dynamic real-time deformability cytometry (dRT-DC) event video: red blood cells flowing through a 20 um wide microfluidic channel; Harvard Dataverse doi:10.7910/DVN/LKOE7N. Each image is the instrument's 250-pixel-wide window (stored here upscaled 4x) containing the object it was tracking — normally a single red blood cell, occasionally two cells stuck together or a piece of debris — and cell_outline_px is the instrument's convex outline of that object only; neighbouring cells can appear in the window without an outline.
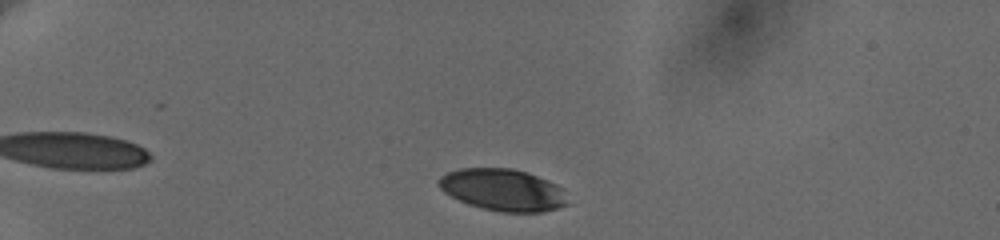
{"species": "human", "species_latin": "Homo sapiens", "temperature_condition": "cold", "stored_images_in_passage": 41, "camera_frame_rate_fps": 3000, "um_per_image_px": 0.085, "donor": {"sex": "female"}, "frame": {"image": 1, "passage_image": 4, "time_ms": 1.0, "image_size_px": [1000, 240], "cell_outline_px": [[568, 204], [544, 212], [500, 212], [468, 204], [444, 192], [436, 184], [440, 176], [448, 172], [460, 168], [512, 168], [528, 172], [548, 180], [564, 188]], "centroid_in_image_um": [42.76, 16.13], "position_along_channel_um": 42.2, "area_um2": 31.62}}
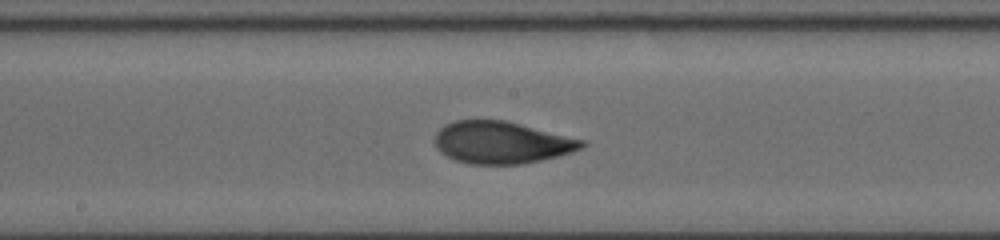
{"frame": {"image": 2, "passage_image": 23, "time_ms": 7.333, "image_size_px": [1000, 240], "cell_outline_px": [[588, 144], [572, 152], [524, 164], [468, 164], [456, 160], [440, 152], [436, 148], [436, 132], [444, 124], [456, 120], [504, 120], [584, 140]], "centroid_in_image_um": [42.61, 12.11], "position_along_channel_um": 205.6, "area_um2": 35.84}}
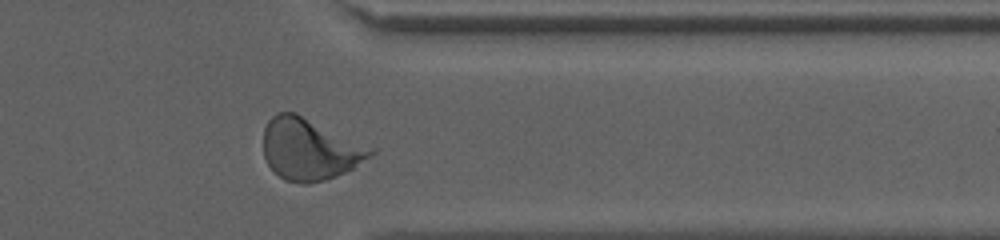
{"frame": {"image": 3, "passage_image": 38, "time_ms": 12.333, "image_size_px": [1000, 240], "cell_outline_px": [[376, 152], [372, 156], [352, 168], [336, 176], [324, 180], [308, 184], [304, 184], [284, 180], [268, 164], [264, 156], [264, 128], [268, 120], [276, 112], [296, 112], [376, 148]], "centroid_in_image_um": [26.35, 12.66], "position_along_channel_um": 385.1, "area_um2": 38.73}, "authors_computed_cell_mechanics": {"area_um2": 35.4314, "velocity_mm_per_s": 3.6174, "shape_relaxation_time_tau1_ms": 3.7907, "shape_relaxation_time_tau2_ms": 1.1657, "deformation_change_tau1": 0.1539, "deformation_change_tau2": 0.0628}}